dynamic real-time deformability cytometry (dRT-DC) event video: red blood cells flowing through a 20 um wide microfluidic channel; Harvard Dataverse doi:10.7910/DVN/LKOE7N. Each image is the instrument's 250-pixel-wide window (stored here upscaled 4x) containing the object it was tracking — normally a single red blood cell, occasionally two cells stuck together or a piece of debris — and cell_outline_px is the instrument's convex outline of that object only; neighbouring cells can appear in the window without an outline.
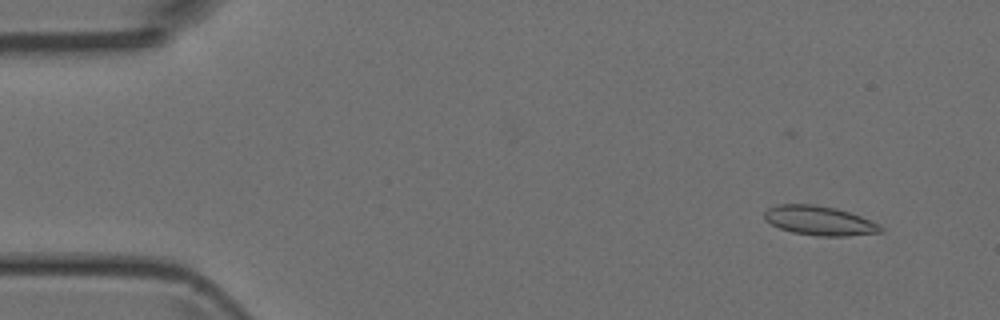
{"species": "Egyptian fruit bat (a non-hibernating species)", "species_latin": "Rousettus aegyptiacus", "temperature_condition": "room temperature", "stored_images_in_passage": 50, "camera_frame_rate_fps": 3000, "um_per_image_px": 0.085, "animal": {"sex": "female"}, "frame": {"image": 1, "passage_image": 4, "time_ms": 1.0, "image_size_px": [1000, 320], "cell_outline_px": [[884, 228], [880, 232], [844, 236], [820, 236], [792, 232], [780, 228], [764, 220], [764, 212], [768, 208], [776, 204], [816, 204], [836, 208], [860, 216], [880, 224]], "centroid_in_image_um": [69.62, 18.74], "position_along_channel_um": 15.4, "area_um2": 19.83}}
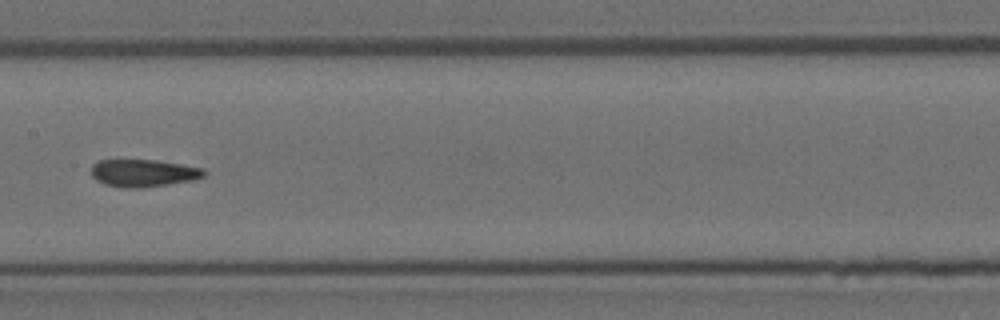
{"frame": {"image": 2, "passage_image": 25, "time_ms": 8.0, "image_size_px": [1000, 320], "cell_outline_px": [[208, 172], [204, 176], [192, 180], [168, 184], [140, 188], [124, 188], [104, 184], [96, 180], [92, 176], [92, 164], [96, 160], [156, 160], [204, 168]], "centroid_in_image_um": [12.18, 14.71], "position_along_channel_um": 195.2, "area_um2": 18.09}}
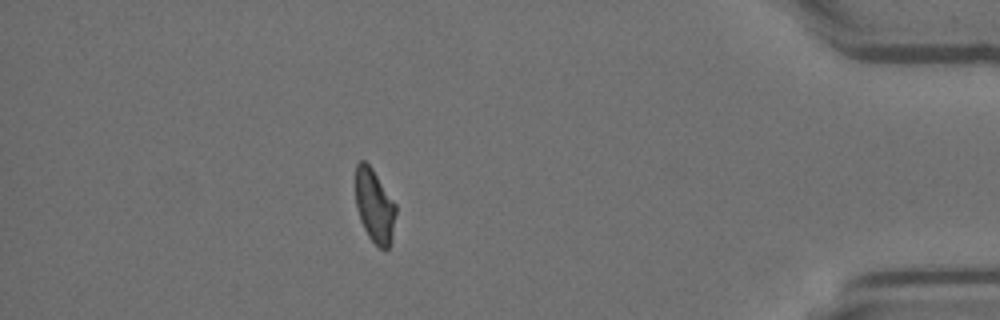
{"frame": {"image": 3, "passage_image": 44, "time_ms": 14.333, "image_size_px": [1000, 320], "cell_outline_px": [[396, 212], [392, 232], [388, 248], [380, 248], [368, 236], [360, 220], [356, 208], [356, 164], [360, 160], [364, 160], [372, 168], [396, 204]], "centroid_in_image_um": [31.82, 17.46], "position_along_channel_um": 403.4, "area_um2": 16.99}}